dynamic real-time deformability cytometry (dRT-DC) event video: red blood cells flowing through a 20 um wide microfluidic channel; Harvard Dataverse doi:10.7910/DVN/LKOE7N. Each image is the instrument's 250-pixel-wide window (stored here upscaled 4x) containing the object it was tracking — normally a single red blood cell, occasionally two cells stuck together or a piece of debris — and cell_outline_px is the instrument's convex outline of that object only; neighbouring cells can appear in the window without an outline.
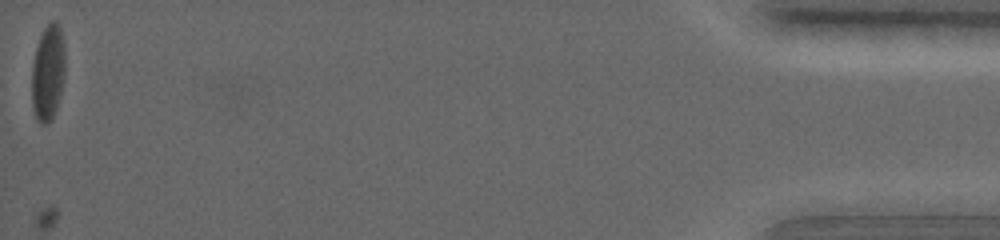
{"species": "common noctule bat (a hibernating species)", "species_latin": "Nyctalus noctula", "temperature_condition": "warm", "stored_images_in_passage": 22, "camera_frame_rate_fps": 5000, "um_per_image_px": 0.085, "animal": {"sex": "female", "body_mass_g": 19.0, "forearm_length_mm": 56.7}, "frame": {"image": 1, "passage_image": 22, "time_ms": 19.2, "image_size_px": [1000, 240], "cell_outline_px": [[64, 76], [56, 108], [52, 120], [48, 124], [40, 124], [36, 120], [32, 104], [32, 64], [36, 48], [40, 36], [44, 28], [52, 20], [56, 20], [60, 28], [64, 40]], "centroid_in_image_um": [4.07, 6.18], "position_along_channel_um": 431.1, "area_um2": 18.67}}